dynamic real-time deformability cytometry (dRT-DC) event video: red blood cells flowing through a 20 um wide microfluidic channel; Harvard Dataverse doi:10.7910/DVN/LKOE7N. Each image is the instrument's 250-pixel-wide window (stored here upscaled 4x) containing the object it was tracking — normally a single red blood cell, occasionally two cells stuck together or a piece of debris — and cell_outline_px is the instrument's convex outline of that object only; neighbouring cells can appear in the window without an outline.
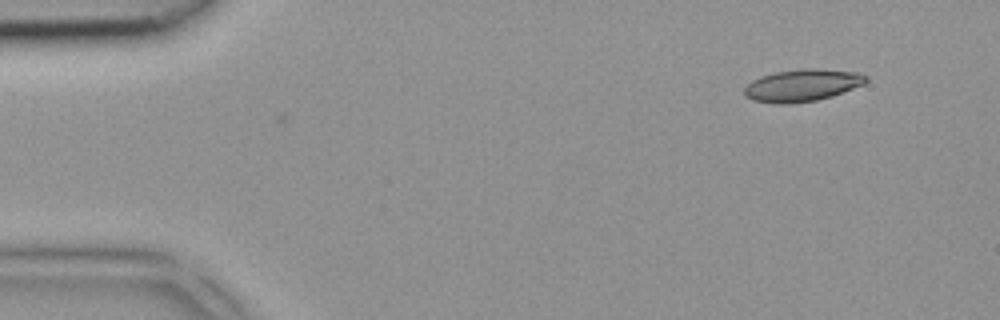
{"species": "common noctule bat (a hibernating species)", "species_latin": "Nyctalus noctula", "temperature_condition": "room temperature", "stored_images_in_passage": 2, "camera_frame_rate_fps": 3000, "um_per_image_px": 0.085, "animal": {"sex": "female", "body_mass_g": 18.4}, "frame": {"image": 1, "passage_image": 2, "time_ms": 0.333, "image_size_px": [1000, 320], "cell_outline_px": [[868, 80], [864, 84], [832, 96], [816, 100], [788, 104], [776, 104], [752, 100], [744, 96], [744, 88], [752, 80], [760, 76], [776, 72], [804, 68], [816, 68], [860, 72], [868, 76]], "centroid_in_image_um": [68.19, 7.25], "position_along_channel_um": 16.8, "area_um2": 23.0}}